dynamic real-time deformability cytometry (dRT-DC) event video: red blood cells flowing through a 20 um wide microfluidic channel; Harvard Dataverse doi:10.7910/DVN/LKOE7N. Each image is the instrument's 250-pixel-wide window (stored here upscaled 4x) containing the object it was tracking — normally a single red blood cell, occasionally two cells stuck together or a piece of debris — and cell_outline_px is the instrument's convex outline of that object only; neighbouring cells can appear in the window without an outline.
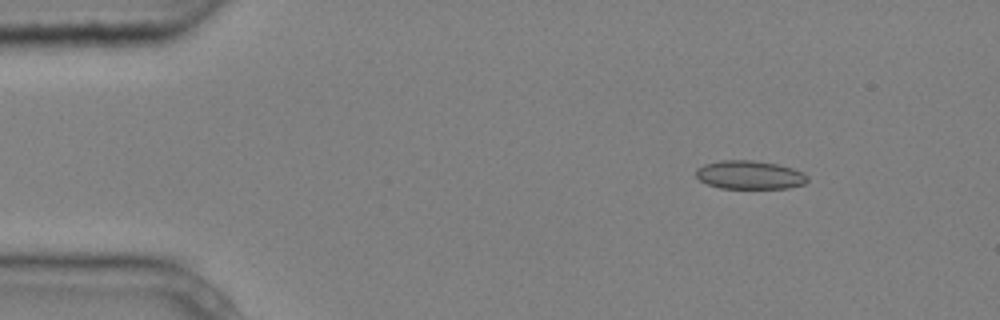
{"species": "common noctule bat (a hibernating species)", "species_latin": "Nyctalus noctula", "temperature_condition": "cold", "stored_images_in_passage": 7, "camera_frame_rate_fps": 3000, "um_per_image_px": 0.085, "animal": {"sex": "male", "body_mass_g": 20.4}, "frame": {"image": 1, "passage_image": 2, "time_ms": 0.333, "image_size_px": [1000, 320], "cell_outline_px": [[808, 180], [804, 184], [788, 188], [720, 188], [708, 184], [700, 180], [696, 176], [696, 168], [704, 164], [720, 160], [752, 160], [776, 164], [792, 168], [804, 172], [808, 176]], "centroid_in_image_um": [63.72, 14.86], "position_along_channel_um": 21.3, "area_um2": 18.55}}
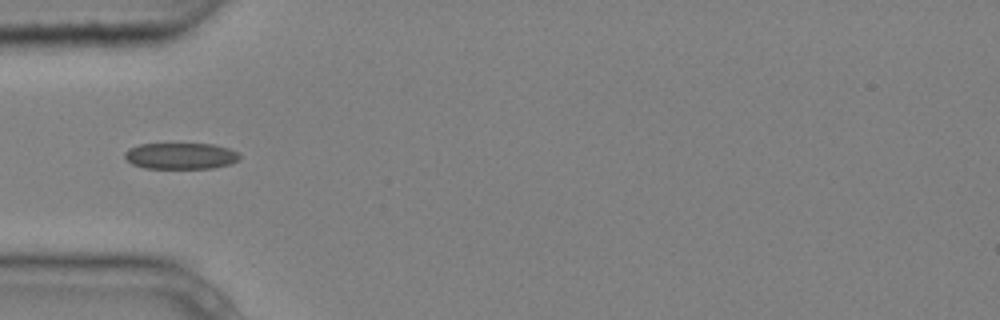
{"frame": {"image": 2, "passage_image": 5, "time_ms": 1.333, "image_size_px": [1000, 320], "cell_outline_px": [[240, 160], [228, 164], [212, 168], [144, 168], [132, 164], [124, 156], [124, 152], [128, 148], [140, 144], [212, 144], [228, 148], [240, 152]], "centroid_in_image_um": [15.36, 13.25], "position_along_channel_um": 69.6, "area_um2": 17.63}}
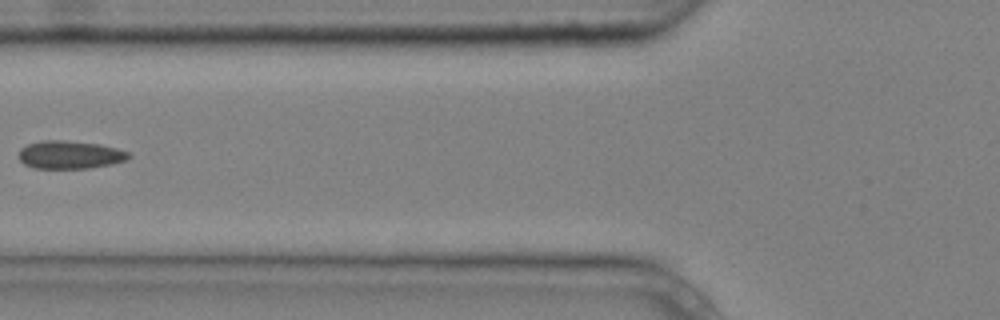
{"frame": {"image": 3, "passage_image": 6, "time_ms": 1.667, "image_size_px": [1000, 320], "cell_outline_px": [[132, 156], [124, 160], [112, 164], [88, 168], [32, 168], [24, 164], [20, 160], [20, 148], [28, 144], [40, 140], [64, 140], [100, 144], [116, 148], [128, 152]], "centroid_in_image_um": [5.93, 13.15], "position_along_channel_um": 119.9, "area_um2": 17.92}}